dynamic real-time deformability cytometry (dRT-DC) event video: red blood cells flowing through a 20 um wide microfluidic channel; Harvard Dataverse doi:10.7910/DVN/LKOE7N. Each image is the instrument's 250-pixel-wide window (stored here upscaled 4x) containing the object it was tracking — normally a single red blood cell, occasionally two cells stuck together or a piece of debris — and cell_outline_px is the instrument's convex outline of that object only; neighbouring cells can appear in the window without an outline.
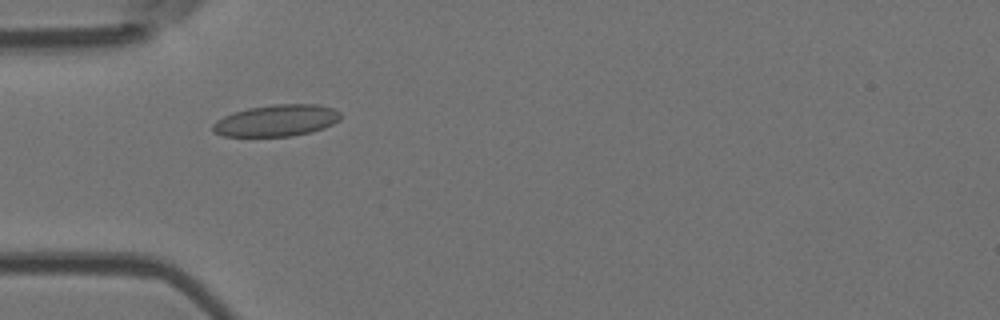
{"species": "Egyptian fruit bat (a non-hibernating species)", "species_latin": "Rousettus aegyptiacus", "temperature_condition": "room temperature", "stored_images_in_passage": 5, "camera_frame_rate_fps": 3000, "um_per_image_px": 0.085, "animal": {"sex": "female"}, "frame": {"image": 1, "passage_image": 4, "time_ms": 4.333, "image_size_px": [1000, 320], "cell_outline_px": [[340, 120], [324, 128], [312, 132], [292, 136], [224, 136], [212, 132], [212, 124], [216, 120], [224, 116], [248, 108], [272, 104], [316, 104], [332, 108], [340, 112]], "centroid_in_image_um": [23.5, 10.25], "position_along_channel_um": 61.5, "area_um2": 23.58}}
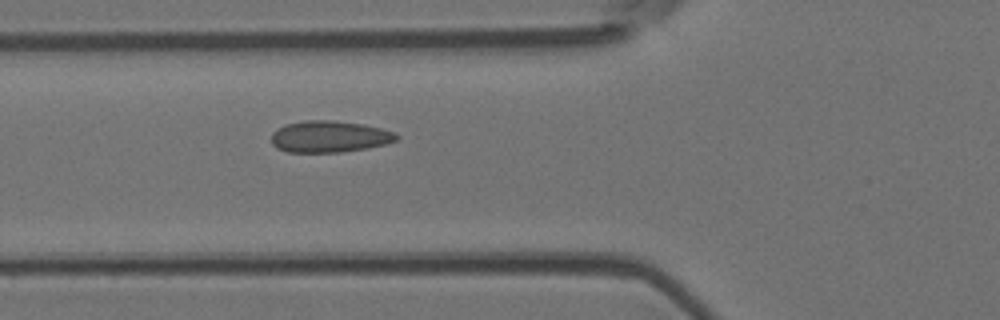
{"frame": {"image": 2, "passage_image": 5, "time_ms": 5.333, "image_size_px": [1000, 320], "cell_outline_px": [[400, 136], [396, 140], [384, 144], [368, 148], [340, 152], [288, 152], [276, 148], [272, 144], [272, 132], [284, 124], [308, 120], [332, 120], [364, 124], [380, 128], [392, 132]], "centroid_in_image_um": [27.97, 11.61], "position_along_channel_um": 97.8, "area_um2": 23.0}}